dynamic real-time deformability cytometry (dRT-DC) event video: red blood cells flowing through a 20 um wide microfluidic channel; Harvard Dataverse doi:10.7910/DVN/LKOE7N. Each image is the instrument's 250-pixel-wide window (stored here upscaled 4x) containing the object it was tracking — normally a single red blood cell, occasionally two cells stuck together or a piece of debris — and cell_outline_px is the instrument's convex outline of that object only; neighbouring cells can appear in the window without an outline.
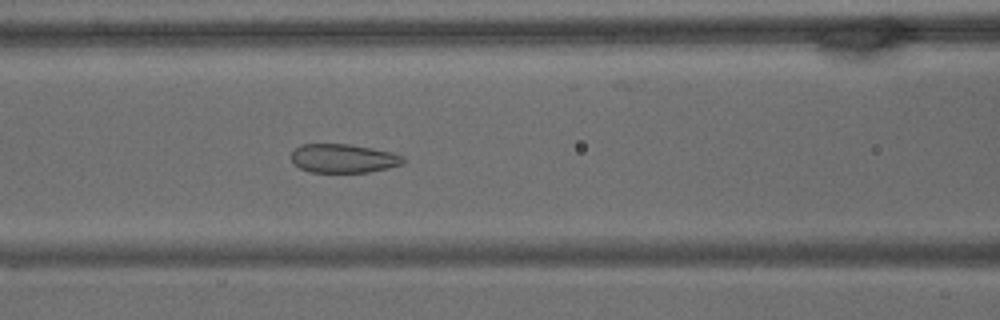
{"species": "common noctule bat (a hibernating species)", "species_latin": "Nyctalus noctula", "temperature_condition": "warm", "stored_images_in_passage": 67, "camera_frame_rate_fps": 3000, "um_per_image_px": 0.085, "animal": {"sex": "male", "body_mass_g": 15.6}, "frame": {"image": 1, "passage_image": 28, "time_ms": 9.0, "image_size_px": [1000, 320], "cell_outline_px": [[404, 164], [388, 168], [368, 172], [308, 172], [300, 168], [292, 160], [292, 152], [300, 144], [348, 144], [372, 148], [392, 152], [404, 156]], "centroid_in_image_um": [29.21, 13.46], "position_along_channel_um": 137.4, "area_um2": 18.79}}
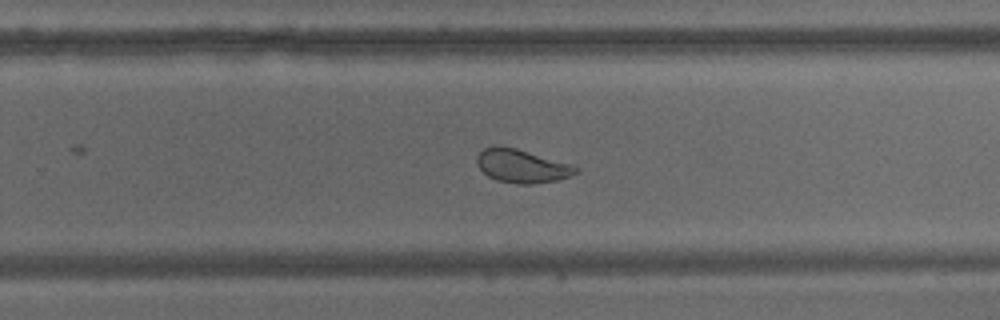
{"frame": {"image": 2, "passage_image": 43, "time_ms": 14.0, "image_size_px": [1000, 320], "cell_outline_px": [[580, 172], [556, 180], [532, 184], [516, 184], [496, 180], [488, 176], [476, 164], [476, 156], [484, 148], [492, 144], [500, 144], [516, 148], [568, 164], [580, 168]], "centroid_in_image_um": [44.29, 14.1], "position_along_channel_um": 285.5, "area_um2": 19.25}}
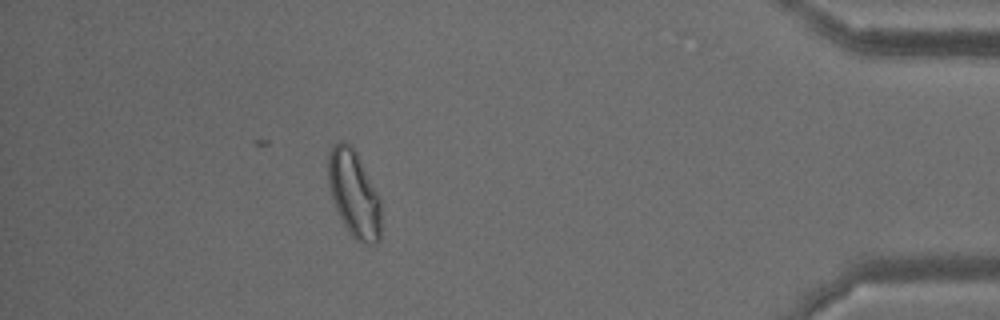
{"frame": {"image": 3, "passage_image": 60, "time_ms": 19.667, "image_size_px": [1000, 320], "cell_outline_px": [[380, 240], [376, 244], [360, 244], [352, 236], [344, 224], [336, 208], [328, 184], [328, 156], [332, 148], [340, 140], [344, 140], [352, 144], [380, 196]], "centroid_in_image_um": [30.11, 16.47], "position_along_channel_um": 405.1, "area_um2": 26.82}, "authors_computed_cell_mechanics": {"area_um2": 23.987, "velocity_mm_per_s": 2.9671, "shape_relaxation_time_tau1_ms": null, "shape_relaxation_time_tau2_ms": 1.1066, "deformation_change_tau1": null, "deformation_change_tau2": 0.0705}}